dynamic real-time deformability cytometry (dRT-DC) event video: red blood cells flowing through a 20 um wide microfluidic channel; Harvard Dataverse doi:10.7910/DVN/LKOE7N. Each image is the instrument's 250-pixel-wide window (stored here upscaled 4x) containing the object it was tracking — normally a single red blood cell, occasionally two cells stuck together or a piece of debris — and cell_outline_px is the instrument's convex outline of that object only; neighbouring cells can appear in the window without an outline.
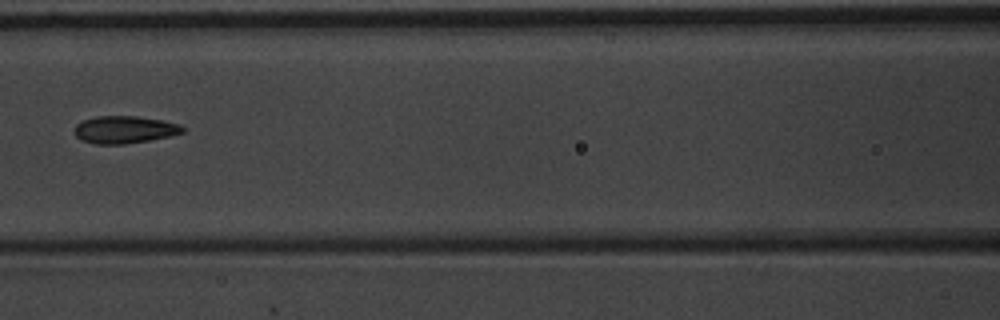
{"species": "common noctule bat (a hibernating species)", "species_latin": "Nyctalus noctula", "temperature_condition": "warm", "stored_images_in_passage": 8, "camera_frame_rate_fps": 3000, "um_per_image_px": 0.085, "animal": {"sex": "male", "body_mass_g": 20.1, "forearm_length_mm": 53.5}, "frame": {"image": 1, "passage_image": 7, "time_ms": 2.0, "image_size_px": [1000, 320], "cell_outline_px": [[184, 132], [168, 136], [148, 140], [124, 144], [96, 144], [80, 140], [76, 136], [76, 124], [84, 120], [96, 116], [136, 116], [160, 120], [180, 124], [184, 128]], "centroid_in_image_um": [10.57, 11.02], "position_along_channel_um": 156.0, "area_um2": 17.05}}
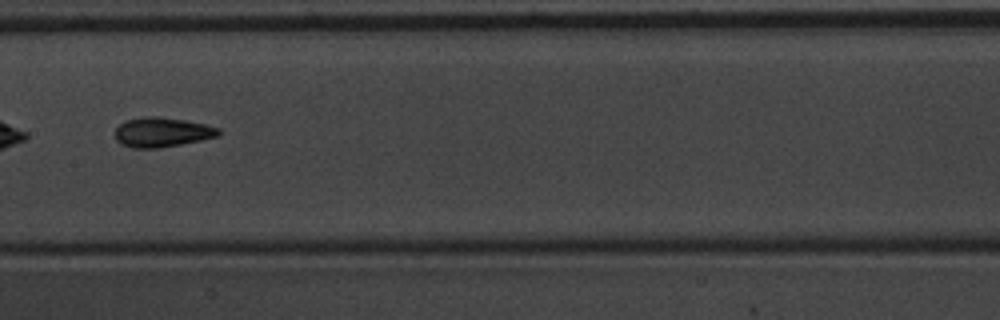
{"frame": {"image": 2, "passage_image": 8, "time_ms": 2.333, "image_size_px": [1000, 320], "cell_outline_px": [[220, 136], [160, 148], [132, 148], [120, 144], [116, 140], [116, 128], [124, 120], [144, 116], [156, 116], [184, 120], [204, 124], [220, 128]], "centroid_in_image_um": [13.75, 11.24], "position_along_channel_um": 193.6, "area_um2": 17.92}}